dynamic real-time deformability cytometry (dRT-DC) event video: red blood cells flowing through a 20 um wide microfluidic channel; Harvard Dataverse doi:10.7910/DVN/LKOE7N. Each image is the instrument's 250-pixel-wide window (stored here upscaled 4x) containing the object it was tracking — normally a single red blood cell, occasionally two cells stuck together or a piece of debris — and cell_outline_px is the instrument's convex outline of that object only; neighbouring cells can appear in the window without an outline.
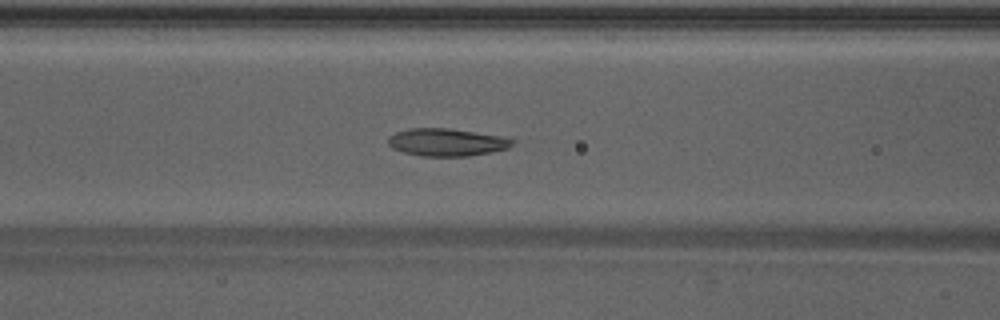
{"species": "Egyptian fruit bat (a non-hibernating species)", "species_latin": "Rousettus aegyptiacus", "temperature_condition": "warm", "stored_images_in_passage": 48, "camera_frame_rate_fps": 3000, "um_per_image_px": 0.085, "animal": {"sex": "male"}, "frame": {"image": 1, "passage_image": 19, "time_ms": 6.0, "image_size_px": [1000, 320], "cell_outline_px": [[516, 140], [508, 148], [468, 156], [420, 156], [404, 152], [392, 148], [388, 144], [388, 136], [396, 132], [408, 128], [448, 128], [512, 136]], "centroid_in_image_um": [38.03, 12.07], "position_along_channel_um": 128.6, "area_um2": 20.35}}
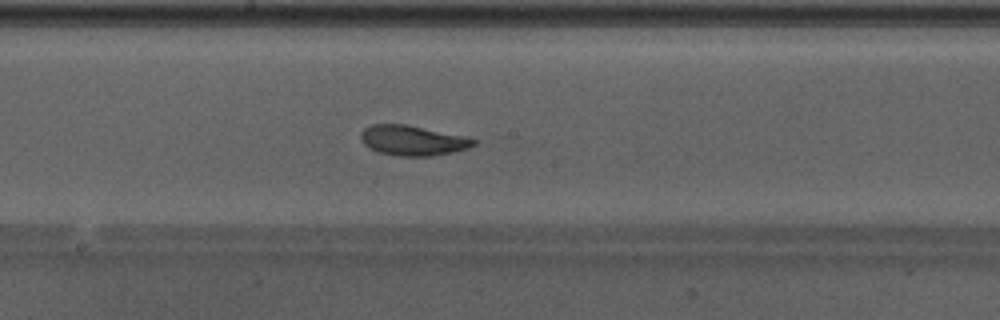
{"frame": {"image": 2, "passage_image": 25, "time_ms": 8.0, "image_size_px": [1000, 320], "cell_outline_px": [[476, 144], [468, 148], [452, 152], [432, 156], [400, 156], [376, 152], [368, 148], [360, 140], [360, 132], [364, 128], [372, 124], [404, 124], [468, 136], [476, 140]], "centroid_in_image_um": [35.06, 11.94], "position_along_channel_um": 213.1, "area_um2": 20.0}}
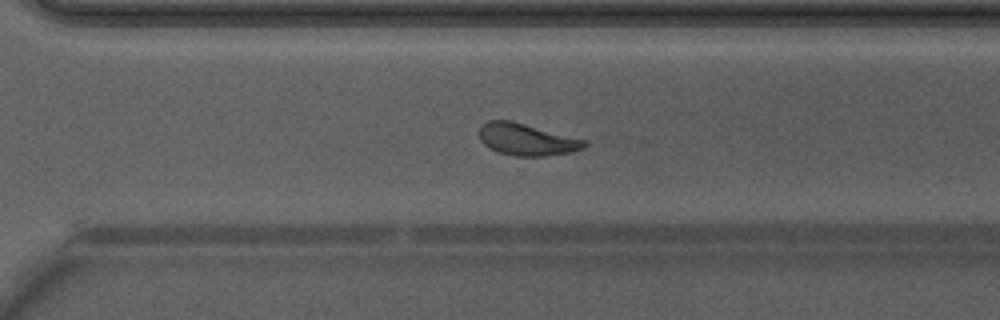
{"frame": {"image": 3, "passage_image": 33, "time_ms": 10.667, "image_size_px": [1000, 320], "cell_outline_px": [[588, 144], [584, 148], [572, 152], [544, 156], [516, 156], [496, 152], [488, 148], [480, 140], [480, 128], [488, 120], [508, 120], [588, 140]], "centroid_in_image_um": [44.79, 11.87], "position_along_channel_um": 325.8, "area_um2": 19.54}, "authors_computed_cell_mechanics": {"area_um2": 20.2589, "velocity_mm_per_s": 4.2333, "shape_relaxation_time_tau1_ms": 2.5221, "shape_relaxation_time_tau2_ms": 1.5303, "deformation_change_tau1": 0.1393, "deformation_change_tau2": 0.0836}}